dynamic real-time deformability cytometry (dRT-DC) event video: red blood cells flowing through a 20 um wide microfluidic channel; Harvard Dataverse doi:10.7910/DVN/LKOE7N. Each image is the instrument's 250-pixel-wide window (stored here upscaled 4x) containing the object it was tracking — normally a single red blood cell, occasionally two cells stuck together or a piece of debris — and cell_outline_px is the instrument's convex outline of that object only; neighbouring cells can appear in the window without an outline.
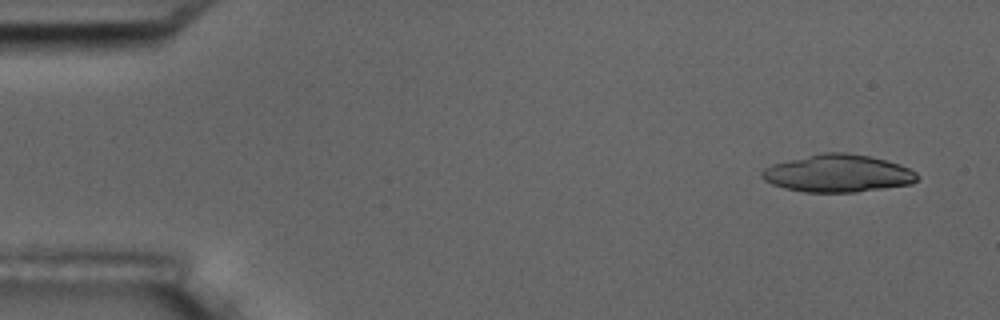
{"species": "common noctule bat (a hibernating species)", "species_latin": "Nyctalus noctula", "temperature_condition": "room temperature", "stored_images_in_passage": 3, "camera_frame_rate_fps": 3000, "um_per_image_px": 0.085, "animal": {"sex": "male", "body_mass_g": 17.5, "forearm_length_mm": 52.3}, "frame": {"image": 1, "passage_image": 1, "time_ms": 0.0, "image_size_px": [1000, 320], "cell_outline_px": [[920, 176], [912, 184], [856, 192], [804, 192], [784, 188], [772, 184], [764, 180], [760, 176], [760, 172], [764, 168], [772, 164], [820, 152], [848, 152], [868, 156], [884, 160], [908, 168], [916, 172]], "centroid_in_image_um": [71.18, 14.74], "position_along_channel_um": 13.8, "area_um2": 33.99}}